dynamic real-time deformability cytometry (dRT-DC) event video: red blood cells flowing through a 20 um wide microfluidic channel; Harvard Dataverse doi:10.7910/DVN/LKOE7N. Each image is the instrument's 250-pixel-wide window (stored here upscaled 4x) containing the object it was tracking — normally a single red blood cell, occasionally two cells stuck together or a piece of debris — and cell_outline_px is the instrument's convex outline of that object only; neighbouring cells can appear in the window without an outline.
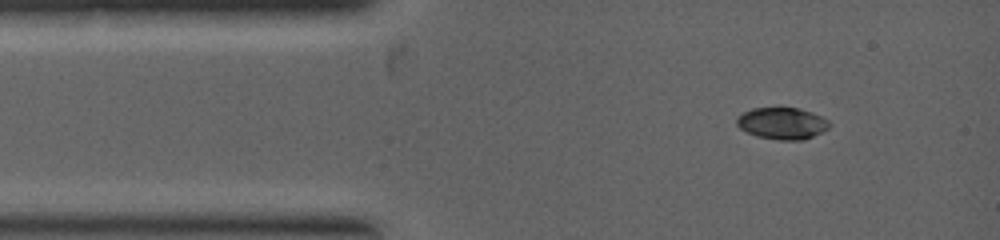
{"species": "common noctule bat (a hibernating species)", "species_latin": "Nyctalus noctula", "temperature_condition": "warm", "stored_images_in_passage": 6, "segment_of_instrument_passage": [1, 2], "camera_frame_rate_fps": 5000, "um_per_image_px": 0.085, "animal": {"sex": "female", "body_mass_g": 19.0, "forearm_length_mm": 53.3}, "frame": {"image": 1, "passage_image": 1, "time_ms": 0.0, "image_size_px": [1000, 240], "cell_outline_px": [[832, 124], [828, 128], [804, 140], [776, 140], [756, 136], [740, 128], [736, 124], [736, 116], [752, 108], [800, 108], [812, 112], [828, 120]], "centroid_in_image_um": [66.47, 10.48], "position_along_channel_um": 18.5, "area_um2": 17.17}}
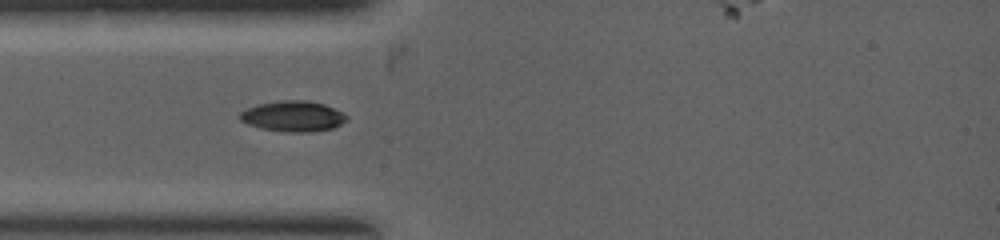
{"frame": {"image": 2, "passage_image": 4, "time_ms": 1.2, "image_size_px": [1000, 240], "cell_outline_px": [[348, 120], [332, 128], [312, 132], [292, 132], [264, 128], [248, 124], [240, 120], [240, 112], [256, 104], [280, 100], [304, 100], [324, 104], [348, 116]], "centroid_in_image_um": [24.91, 9.87], "position_along_channel_um": 60.1, "area_um2": 18.79}}
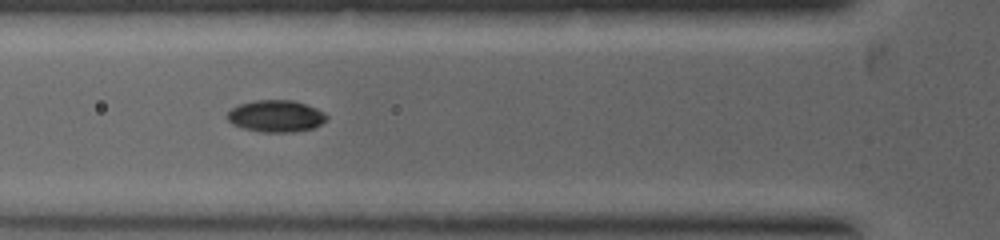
{"frame": {"image": 3, "passage_image": 5, "time_ms": 1.8, "image_size_px": [1000, 240], "cell_outline_px": [[328, 120], [312, 128], [292, 132], [260, 132], [244, 128], [232, 124], [224, 116], [232, 108], [240, 104], [252, 100], [292, 100], [316, 108], [324, 112], [328, 116]], "centroid_in_image_um": [23.44, 9.86], "position_along_channel_um": 102.4, "area_um2": 18.5}}